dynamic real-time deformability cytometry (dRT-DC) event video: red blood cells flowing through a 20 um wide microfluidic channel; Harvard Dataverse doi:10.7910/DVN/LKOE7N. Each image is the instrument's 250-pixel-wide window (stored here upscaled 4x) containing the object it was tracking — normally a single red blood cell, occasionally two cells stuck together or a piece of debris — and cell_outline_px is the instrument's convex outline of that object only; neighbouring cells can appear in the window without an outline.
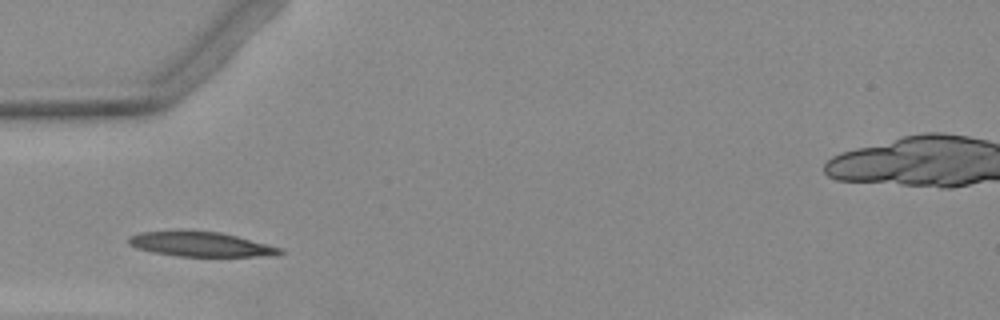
{"species": "Egyptian fruit bat (a non-hibernating species)", "species_latin": "Rousettus aegyptiacus", "temperature_condition": "warm", "stored_images_in_passage": 3, "camera_frame_rate_fps": 3000, "um_per_image_px": 0.085, "animal": {"sex": "female"}, "frame": {"image": 1, "passage_image": 3, "time_ms": 5.333, "image_size_px": [1000, 320], "cell_outline_px": [[284, 252], [280, 256], [176, 256], [152, 252], [136, 248], [128, 244], [128, 240], [132, 236], [140, 232], [220, 232], [236, 236], [280, 248]], "centroid_in_image_um": [17.09, 20.79], "position_along_channel_um": 67.9, "area_um2": 21.15}}